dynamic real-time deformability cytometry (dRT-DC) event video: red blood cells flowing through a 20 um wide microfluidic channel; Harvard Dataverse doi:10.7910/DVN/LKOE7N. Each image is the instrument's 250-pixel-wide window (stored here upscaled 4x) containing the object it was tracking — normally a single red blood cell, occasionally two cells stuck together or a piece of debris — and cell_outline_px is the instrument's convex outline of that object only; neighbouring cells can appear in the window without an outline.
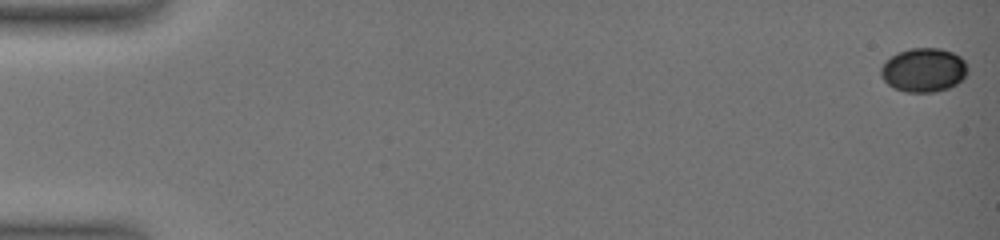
{"species": "common noctule bat (a hibernating species)", "species_latin": "Nyctalus noctula", "temperature_condition": "warm", "stored_images_in_passage": 17, "camera_frame_rate_fps": 3000, "um_per_image_px": 0.085, "animal": {"sex": "female", "body_mass_g": 19.0, "forearm_length_mm": 51.5}, "frame": {"image": 1, "passage_image": 1, "time_ms": 0.0, "image_size_px": [1000, 240], "cell_outline_px": [[968, 72], [956, 84], [948, 88], [936, 92], [908, 92], [892, 88], [880, 76], [880, 68], [892, 56], [900, 52], [912, 48], [940, 48], [952, 52], [960, 56], [964, 60], [968, 68]], "centroid_in_image_um": [78.52, 5.96], "position_along_channel_um": 6.5, "area_um2": 22.14}}
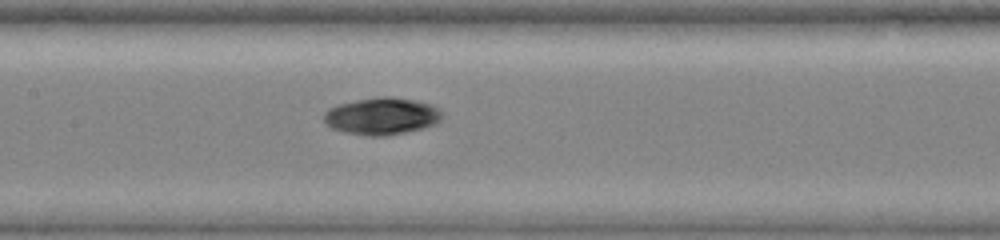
{"frame": {"image": 2, "passage_image": 15, "time_ms": 9.667, "image_size_px": [1000, 240], "cell_outline_px": [[440, 120], [436, 124], [424, 128], [384, 136], [368, 136], [344, 132], [332, 128], [324, 124], [324, 112], [328, 108], [336, 104], [376, 96], [392, 96], [416, 100], [432, 104], [440, 108]], "centroid_in_image_um": [32.43, 9.86], "position_along_channel_um": 175.0, "area_um2": 25.89}}
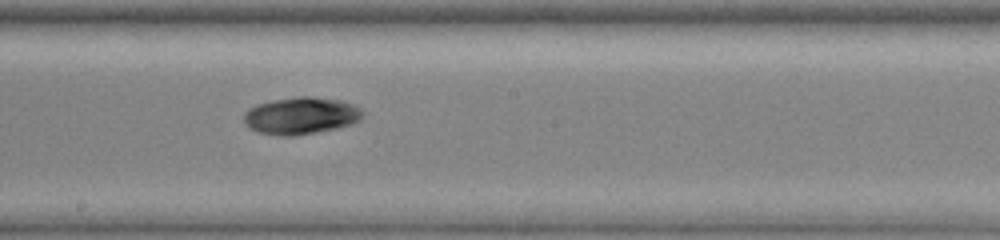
{"frame": {"image": 3, "passage_image": 17, "time_ms": 11.0, "image_size_px": [1000, 240], "cell_outline_px": [[364, 116], [360, 120], [352, 124], [336, 128], [292, 136], [280, 136], [260, 132], [244, 124], [244, 112], [248, 108], [256, 104], [272, 100], [296, 96], [312, 96], [340, 100], [356, 104], [364, 112]], "centroid_in_image_um": [25.6, 9.81], "position_along_channel_um": 222.6, "area_um2": 25.89}}